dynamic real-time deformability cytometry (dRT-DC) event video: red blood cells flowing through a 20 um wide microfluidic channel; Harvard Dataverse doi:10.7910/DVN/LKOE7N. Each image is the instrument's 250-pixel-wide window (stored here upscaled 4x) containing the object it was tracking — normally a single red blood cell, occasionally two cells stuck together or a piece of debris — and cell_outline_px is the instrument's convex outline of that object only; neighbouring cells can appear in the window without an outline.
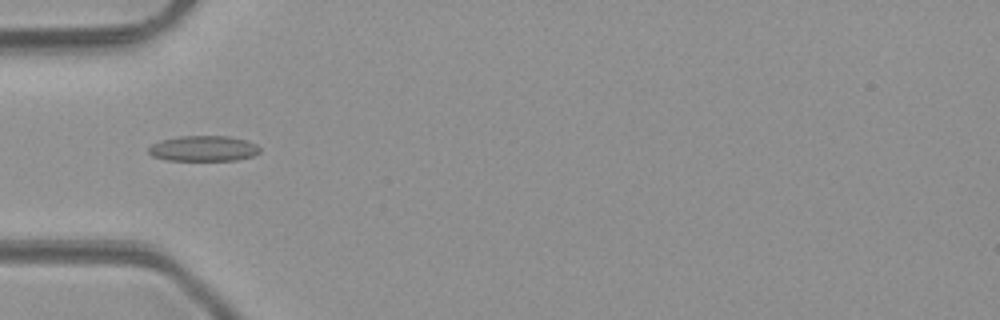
{"species": "common noctule bat (a hibernating species)", "species_latin": "Nyctalus noctula", "temperature_condition": "room temperature", "stored_images_in_passage": 4, "camera_frame_rate_fps": 3000, "um_per_image_px": 0.085, "animal": {"sex": "male", "body_mass_g": 23.1, "forearm_length_mm": 52.7}, "frame": {"image": 1, "passage_image": 4, "time_ms": 4.333, "image_size_px": [1000, 320], "cell_outline_px": [[260, 152], [252, 156], [236, 160], [168, 160], [152, 156], [148, 152], [148, 148], [152, 144], [160, 140], [180, 136], [228, 136], [248, 140], [256, 144], [260, 148]], "centroid_in_image_um": [17.3, 12.61], "position_along_channel_um": 67.7, "area_um2": 16.59}}